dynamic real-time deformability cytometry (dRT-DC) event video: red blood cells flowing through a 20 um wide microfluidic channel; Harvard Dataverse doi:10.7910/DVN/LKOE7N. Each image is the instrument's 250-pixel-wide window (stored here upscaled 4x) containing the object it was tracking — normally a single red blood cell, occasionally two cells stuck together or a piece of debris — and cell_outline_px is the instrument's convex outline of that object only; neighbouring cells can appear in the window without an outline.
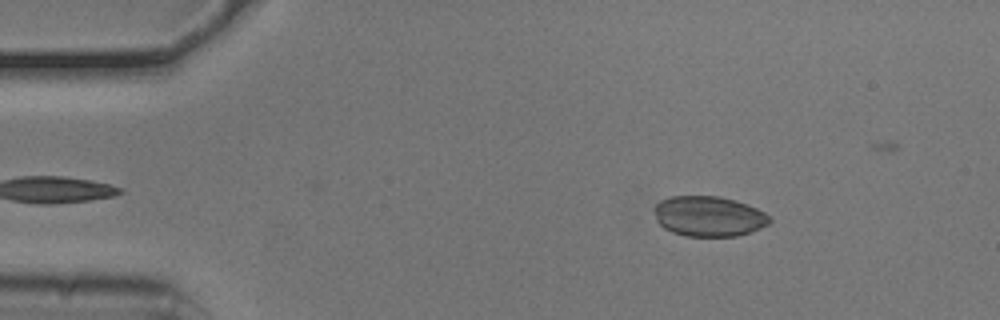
{"species": "common noctule bat (a hibernating species)", "species_latin": "Nyctalus noctula", "temperature_condition": "cold", "stored_images_in_passage": 50, "camera_frame_rate_fps": 3000, "um_per_image_px": 0.085, "animal": {"sex": "male", "body_mass_g": 20.5, "forearm_length_mm": 52.5}, "frame": {"image": 1, "passage_image": 5, "time_ms": 1.333, "image_size_px": [1000, 320], "cell_outline_px": [[772, 220], [768, 224], [760, 228], [736, 236], [684, 236], [672, 232], [664, 228], [656, 220], [652, 208], [660, 200], [668, 196], [720, 196], [736, 200], [756, 208], [764, 212]], "centroid_in_image_um": [60.19, 18.37], "position_along_channel_um": 24.8, "area_um2": 27.22}}
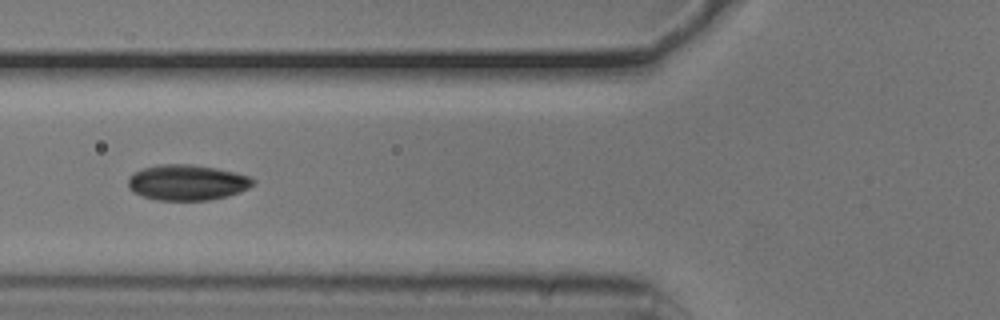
{"frame": {"image": 2, "passage_image": 17, "time_ms": 5.333, "image_size_px": [1000, 320], "cell_outline_px": [[256, 184], [240, 192], [228, 196], [208, 200], [156, 200], [132, 192], [128, 188], [128, 176], [132, 172], [144, 168], [160, 164], [192, 164], [216, 168], [236, 172], [248, 176], [256, 180]], "centroid_in_image_um": [15.91, 15.51], "position_along_channel_um": 109.9, "area_um2": 26.18}}
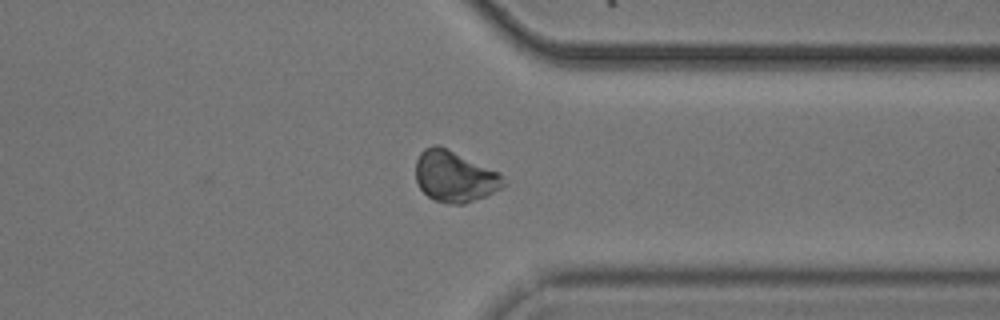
{"frame": {"image": 3, "passage_image": 38, "time_ms": 12.333, "image_size_px": [1000, 320], "cell_outline_px": [[508, 184], [484, 196], [464, 204], [444, 204], [428, 196], [420, 188], [416, 180], [416, 160], [420, 152], [424, 148], [432, 144], [440, 144], [500, 172]], "centroid_in_image_um": [38.64, 14.97], "position_along_channel_um": 372.8, "area_um2": 26.47}, "authors_computed_cell_mechanics": {"area_um2": 25.5187, "velocity_mm_per_s": 3.7838, "shape_relaxation_time_tau1_ms": 2.8041, "shape_relaxation_time_tau2_ms": 1.3008, "deformation_change_tau1": 0.0494, "deformation_change_tau2": 0.024}}